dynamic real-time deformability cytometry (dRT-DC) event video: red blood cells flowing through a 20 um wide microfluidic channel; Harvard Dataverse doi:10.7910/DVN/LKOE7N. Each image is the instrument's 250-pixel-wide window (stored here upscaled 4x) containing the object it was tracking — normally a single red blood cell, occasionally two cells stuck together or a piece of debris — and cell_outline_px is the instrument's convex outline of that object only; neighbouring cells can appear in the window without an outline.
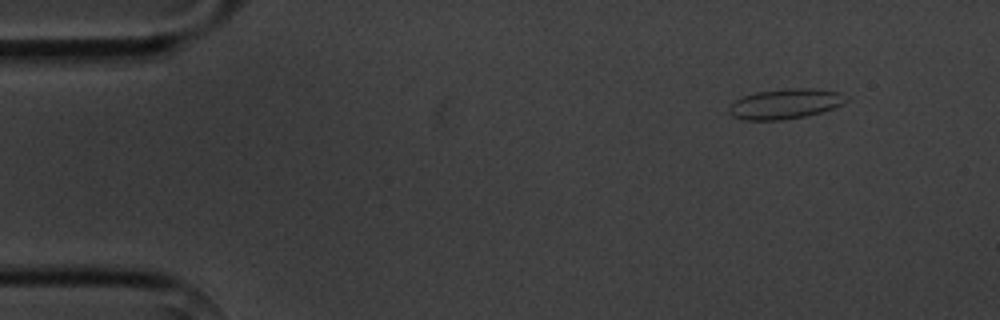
{"species": "common noctule bat (a hibernating species)", "species_latin": "Nyctalus noctula", "temperature_condition": "cold", "stored_images_in_passage": 4, "camera_frame_rate_fps": 3000, "um_per_image_px": 0.085, "animal": {"sex": "male", "body_mass_g": 20.1, "forearm_length_mm": 53.5}, "frame": {"image": 1, "passage_image": 1, "time_ms": 0.0, "image_size_px": [1000, 320], "cell_outline_px": [[852, 100], [832, 108], [820, 112], [804, 116], [784, 120], [744, 120], [732, 116], [728, 112], [728, 108], [736, 100], [744, 96], [756, 92], [788, 88], [812, 88], [840, 92], [848, 96]], "centroid_in_image_um": [66.78, 8.82], "position_along_channel_um": 18.2, "area_um2": 20.63}}